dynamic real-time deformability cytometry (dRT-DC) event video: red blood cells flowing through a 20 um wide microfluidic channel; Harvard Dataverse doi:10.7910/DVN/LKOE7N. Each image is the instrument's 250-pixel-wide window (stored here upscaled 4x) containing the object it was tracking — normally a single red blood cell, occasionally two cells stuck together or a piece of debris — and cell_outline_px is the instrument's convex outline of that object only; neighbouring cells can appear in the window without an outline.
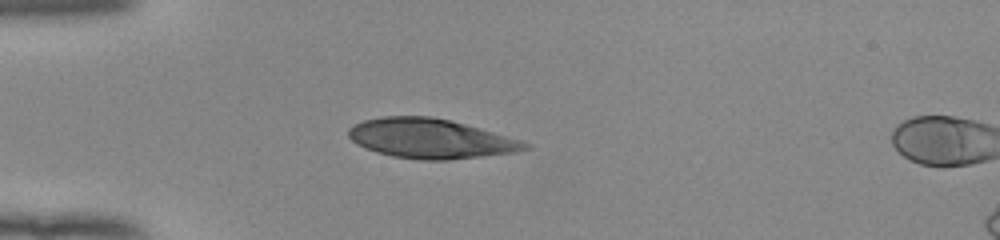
{"species": "human", "species_latin": "Homo sapiens", "temperature_condition": "room temperature", "stored_images_in_passage": 3, "camera_frame_rate_fps": 3000, "um_per_image_px": 0.085, "donor": {"sex": "female"}, "frame": {"image": 1, "passage_image": 1, "time_ms": 0.0, "image_size_px": [1000, 240], "cell_outline_px": [[532, 148], [516, 152], [448, 160], [420, 160], [392, 156], [376, 152], [364, 148], [356, 144], [348, 136], [348, 128], [364, 120], [384, 116], [432, 116], [452, 120], [520, 140], [532, 144]], "centroid_in_image_um": [36.59, 11.78], "position_along_channel_um": 48.4, "area_um2": 40.81}}